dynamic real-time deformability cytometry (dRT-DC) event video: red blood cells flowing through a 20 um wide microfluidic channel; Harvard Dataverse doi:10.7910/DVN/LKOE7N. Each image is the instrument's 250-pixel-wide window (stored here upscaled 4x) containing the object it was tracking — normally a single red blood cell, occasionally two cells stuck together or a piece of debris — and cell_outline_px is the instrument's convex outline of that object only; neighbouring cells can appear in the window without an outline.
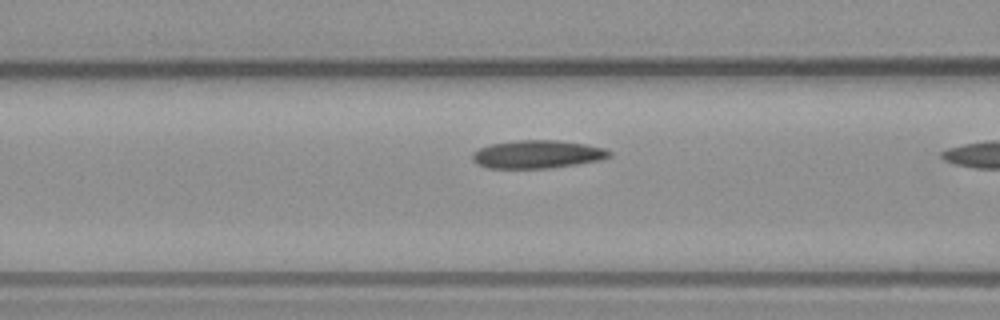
{"species": "common noctule bat (a hibernating species)", "species_latin": "Nyctalus noctula", "temperature_condition": "warm", "stored_images_in_passage": 18, "camera_frame_rate_fps": 3000, "um_per_image_px": 0.085, "animal": {"sex": "male", "body_mass_g": 23.1, "forearm_length_mm": 52.7}, "frame": {"image": 1, "passage_image": 17, "time_ms": 5.333, "image_size_px": [1000, 320], "cell_outline_px": [[612, 156], [600, 160], [576, 164], [548, 168], [488, 168], [476, 164], [472, 160], [472, 152], [480, 148], [492, 144], [520, 140], [556, 140], [584, 144], [604, 148], [612, 152]], "centroid_in_image_um": [45.67, 13.12], "position_along_channel_um": 120.9, "area_um2": 22.31}}